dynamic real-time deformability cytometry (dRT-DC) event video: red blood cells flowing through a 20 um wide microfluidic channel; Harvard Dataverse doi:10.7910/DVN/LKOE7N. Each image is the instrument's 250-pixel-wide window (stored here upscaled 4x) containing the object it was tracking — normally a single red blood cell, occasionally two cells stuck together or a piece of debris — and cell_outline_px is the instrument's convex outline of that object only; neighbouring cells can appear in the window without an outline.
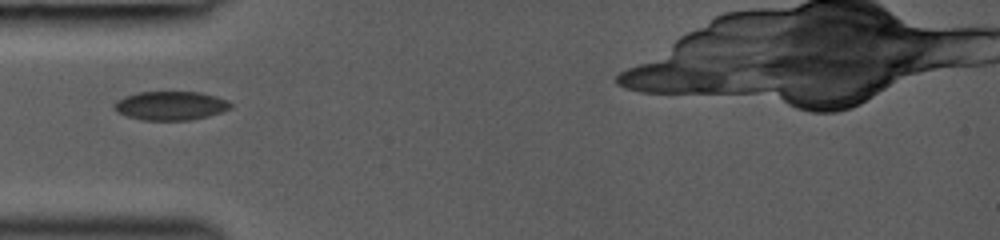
{"species": "common noctule bat (a hibernating species)", "species_latin": "Nyctalus noctula", "temperature_condition": "room temperature", "stored_images_in_passage": 38, "segment_of_instrument_passage": [2, 2], "camera_frame_rate_fps": 3000, "um_per_image_px": 0.085, "animal": {"sex": "female", "body_mass_g": 19.0, "forearm_length_mm": 53.3}, "frame": {"image": 1, "passage_image": 6, "time_ms": 1.667, "image_size_px": [1000, 240], "cell_outline_px": [[232, 108], [208, 116], [188, 120], [140, 120], [116, 112], [112, 108], [112, 104], [116, 100], [124, 96], [136, 92], [200, 92], [216, 96], [228, 100], [232, 104]], "centroid_in_image_um": [14.46, 8.98], "position_along_channel_um": 70.5, "area_um2": 19.77}}